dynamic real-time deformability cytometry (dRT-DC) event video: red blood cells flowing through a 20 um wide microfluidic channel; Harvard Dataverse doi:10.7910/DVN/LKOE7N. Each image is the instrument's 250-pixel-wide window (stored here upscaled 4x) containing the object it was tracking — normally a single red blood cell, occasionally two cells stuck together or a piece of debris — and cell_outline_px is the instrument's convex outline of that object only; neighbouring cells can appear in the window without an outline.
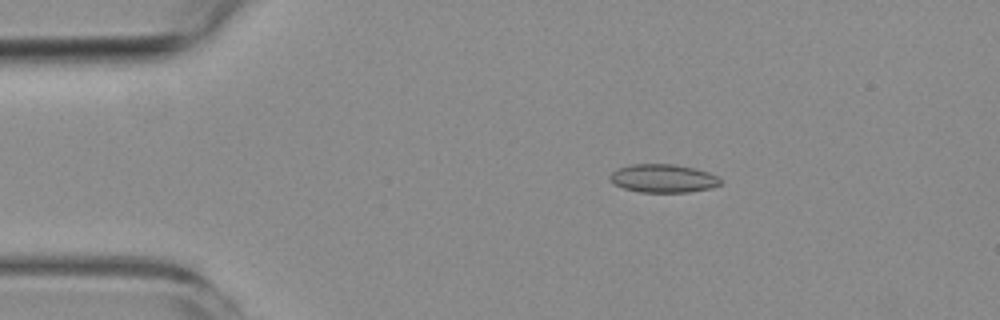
{"species": "common noctule bat (a hibernating species)", "species_latin": "Nyctalus noctula", "temperature_condition": "room temperature", "stored_images_in_passage": 5, "camera_frame_rate_fps": 3000, "um_per_image_px": 0.085, "animal": {"sex": "female", "body_mass_g": 19.3, "forearm_length_mm": 54.1}, "frame": {"image": 1, "passage_image": 2, "time_ms": 1.333, "image_size_px": [1000, 320], "cell_outline_px": [[724, 184], [712, 188], [688, 192], [640, 192], [624, 188], [616, 184], [608, 176], [612, 172], [620, 168], [632, 164], [676, 164], [696, 168], [708, 172], [716, 176]], "centroid_in_image_um": [56.42, 15.16], "position_along_channel_um": 28.6, "area_um2": 18.21}}
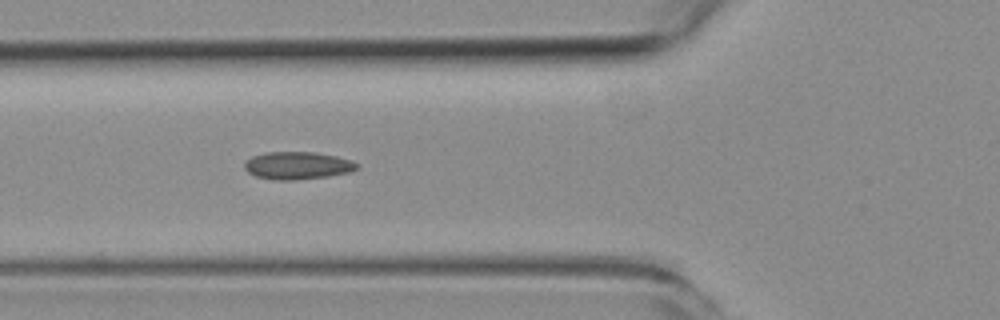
{"frame": {"image": 2, "passage_image": 5, "time_ms": 4.667, "image_size_px": [1000, 320], "cell_outline_px": [[360, 164], [356, 168], [348, 172], [328, 176], [296, 180], [272, 180], [256, 176], [248, 172], [244, 168], [244, 164], [252, 156], [264, 152], [312, 152], [336, 156], [352, 160]], "centroid_in_image_um": [25.27, 14.07], "position_along_channel_um": 100.5, "area_um2": 18.03}}